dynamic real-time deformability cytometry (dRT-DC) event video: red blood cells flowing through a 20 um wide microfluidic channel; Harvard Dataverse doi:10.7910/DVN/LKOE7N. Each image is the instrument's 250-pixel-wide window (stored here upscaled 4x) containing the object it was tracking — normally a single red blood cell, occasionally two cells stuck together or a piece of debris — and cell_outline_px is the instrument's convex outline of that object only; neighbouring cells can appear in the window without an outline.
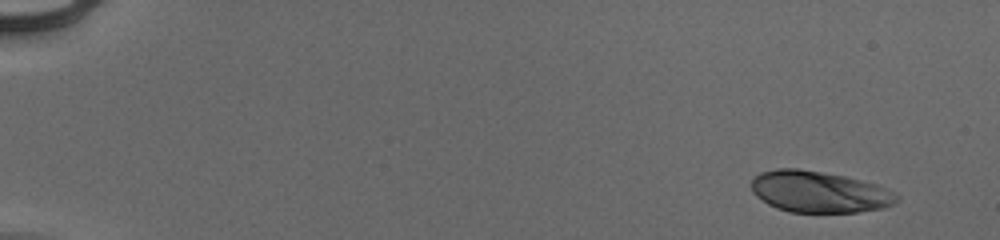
{"species": "human", "species_latin": "Homo sapiens", "temperature_condition": "cold", "stored_images_in_passage": 51, "camera_frame_rate_fps": 3000, "um_per_image_px": 0.085, "donor": {"sex": "male"}, "frame": {"image": 1, "passage_image": 1, "time_ms": 0.0, "image_size_px": [1000, 240], "cell_outline_px": [[900, 200], [896, 204], [884, 208], [856, 212], [788, 212], [776, 208], [768, 204], [756, 196], [752, 192], [752, 180], [760, 172], [776, 168], [796, 168], [844, 176], [876, 184], [896, 192], [900, 196]], "centroid_in_image_um": [69.66, 16.31], "position_along_channel_um": 15.3, "area_um2": 35.26}}
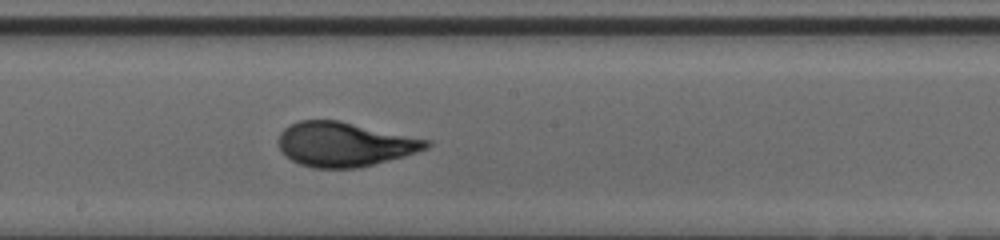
{"frame": {"image": 2, "passage_image": 29, "time_ms": 9.333, "image_size_px": [1000, 240], "cell_outline_px": [[432, 144], [428, 148], [404, 156], [360, 168], [312, 168], [300, 164], [292, 160], [280, 148], [280, 132], [284, 128], [300, 120], [340, 120], [432, 140]], "centroid_in_image_um": [29.34, 12.26], "position_along_channel_um": 218.9, "area_um2": 38.26}}
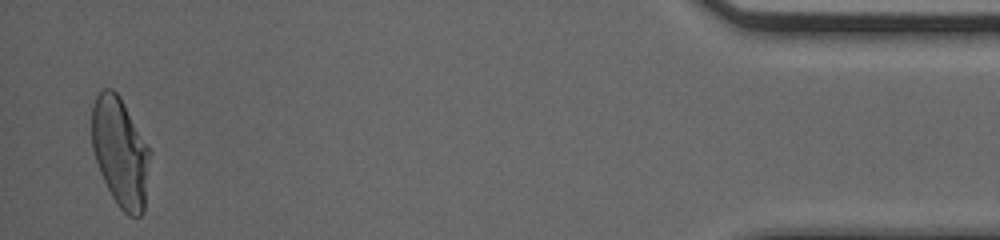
{"frame": {"image": 3, "passage_image": 50, "time_ms": 16.333, "image_size_px": [1000, 240], "cell_outline_px": [[152, 152], [144, 212], [140, 216], [128, 216], [116, 204], [100, 172], [92, 148], [92, 108], [96, 96], [104, 88], [112, 88], [120, 96]], "centroid_in_image_um": [10.25, 12.95], "position_along_channel_um": 424.9, "area_um2": 37.28}, "authors_computed_cell_mechanics": {"area_um2": 36.7608, "velocity_mm_per_s": 3.9528, "shape_relaxation_time_tau1_ms": 4.2586, "shape_relaxation_time_tau2_ms": null, "deformation_change_tau1": 0.2114, "deformation_change_tau2": null}}